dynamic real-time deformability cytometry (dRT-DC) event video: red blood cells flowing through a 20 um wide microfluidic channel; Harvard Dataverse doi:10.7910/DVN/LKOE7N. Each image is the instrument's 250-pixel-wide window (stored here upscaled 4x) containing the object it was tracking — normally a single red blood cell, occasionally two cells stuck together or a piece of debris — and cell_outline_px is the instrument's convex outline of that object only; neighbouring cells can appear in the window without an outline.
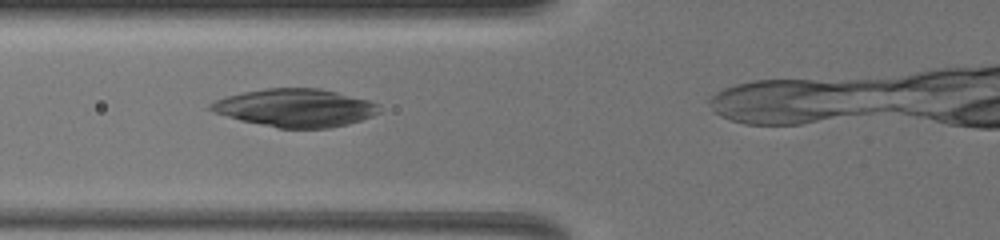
{"species": "common noctule bat (a hibernating species)", "species_latin": "Nyctalus noctula", "temperature_condition": "warm", "stored_images_in_passage": 5, "camera_frame_rate_fps": 3000, "um_per_image_px": 0.085, "animal": {"sex": "female", "body_mass_g": 19.5, "forearm_length_mm": 54.1}, "frame": {"image": 1, "passage_image": 3, "time_ms": 1.333, "image_size_px": [1000, 240], "cell_outline_px": [[380, 112], [372, 116], [348, 124], [328, 128], [276, 128], [240, 120], [212, 112], [208, 108], [208, 104], [216, 100], [228, 96], [244, 92], [268, 88], [320, 88], [368, 100], [380, 104]], "centroid_in_image_um": [25.1, 9.17], "position_along_channel_um": 100.7, "area_um2": 37.22}}